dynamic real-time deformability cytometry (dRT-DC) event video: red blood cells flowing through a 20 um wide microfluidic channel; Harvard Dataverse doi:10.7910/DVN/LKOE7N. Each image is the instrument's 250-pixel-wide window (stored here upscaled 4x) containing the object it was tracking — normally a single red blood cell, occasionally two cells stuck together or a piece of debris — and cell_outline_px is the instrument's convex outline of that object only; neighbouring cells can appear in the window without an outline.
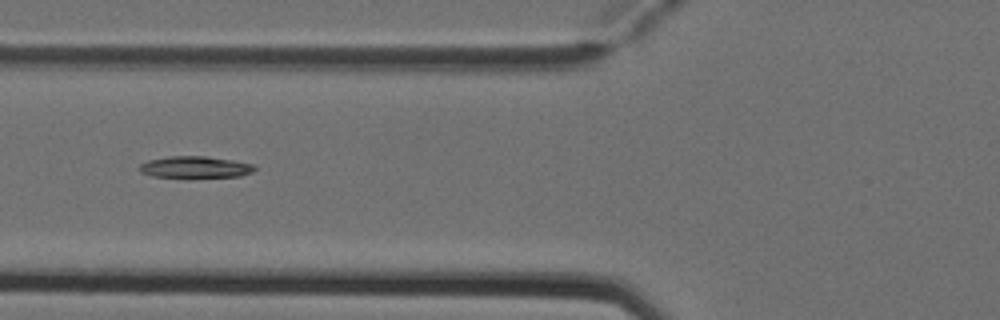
{"species": "Egyptian fruit bat (a non-hibernating species)", "species_latin": "Rousettus aegyptiacus", "temperature_condition": "cold", "stored_images_in_passage": 6, "camera_frame_rate_fps": 3000, "um_per_image_px": 0.085, "animal": {"sex": "female"}, "frame": {"image": 1, "passage_image": 4, "time_ms": 1.0, "image_size_px": [1000, 320], "cell_outline_px": [[256, 168], [252, 172], [240, 176], [188, 180], [152, 176], [140, 172], [140, 164], [148, 160], [168, 156], [204, 156], [232, 160], [252, 164]], "centroid_in_image_um": [16.56, 14.25], "position_along_channel_um": 109.2, "area_um2": 15.32}}
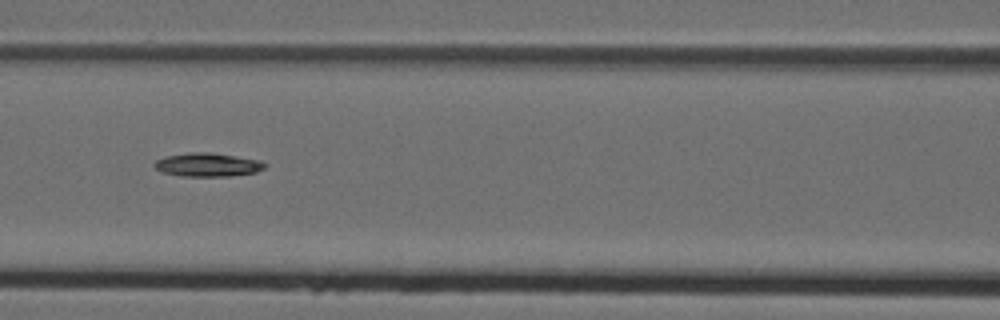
{"frame": {"image": 2, "passage_image": 5, "time_ms": 1.333, "image_size_px": [1000, 320], "cell_outline_px": [[268, 164], [264, 168], [256, 172], [228, 176], [180, 176], [164, 172], [156, 168], [152, 164], [156, 160], [164, 156], [188, 152], [208, 152], [260, 160]], "centroid_in_image_um": [17.63, 14.0], "position_along_channel_um": 149.0, "area_um2": 15.14}}
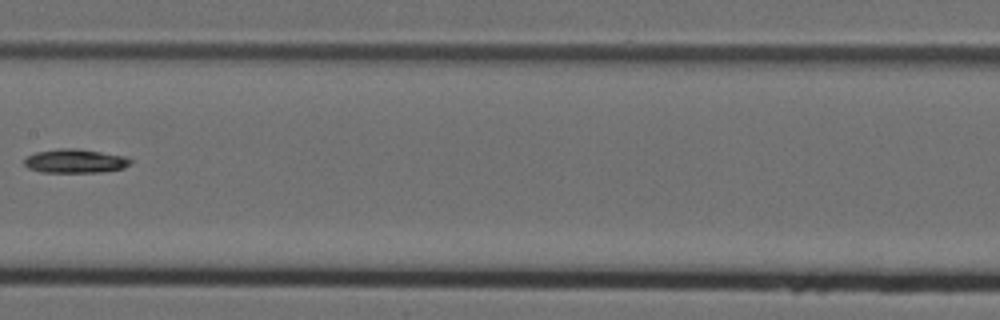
{"frame": {"image": 3, "passage_image": 6, "time_ms": 1.667, "image_size_px": [1000, 320], "cell_outline_px": [[132, 164], [124, 168], [100, 172], [40, 172], [28, 168], [24, 164], [24, 160], [28, 156], [36, 152], [60, 148], [76, 148], [128, 156], [132, 160]], "centroid_in_image_um": [6.43, 13.68], "position_along_channel_um": 201.0, "area_um2": 14.91}}